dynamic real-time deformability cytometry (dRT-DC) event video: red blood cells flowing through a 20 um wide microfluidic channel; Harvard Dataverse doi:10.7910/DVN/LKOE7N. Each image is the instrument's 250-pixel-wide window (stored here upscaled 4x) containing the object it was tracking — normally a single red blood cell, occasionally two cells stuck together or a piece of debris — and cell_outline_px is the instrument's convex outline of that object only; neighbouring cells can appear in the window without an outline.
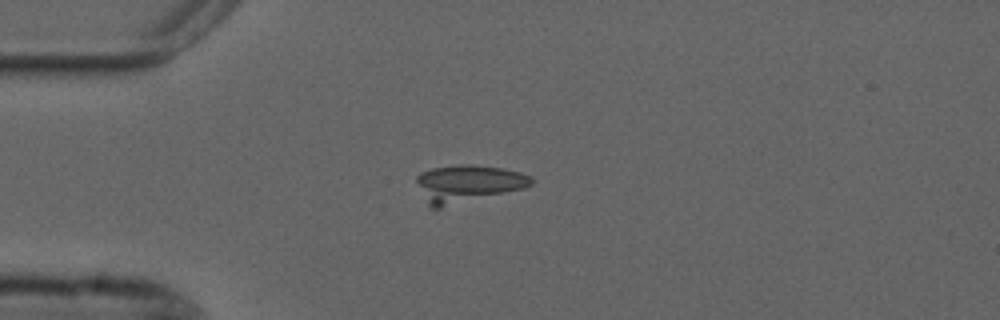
{"species": "common noctule bat (a hibernating species)", "species_latin": "Nyctalus noctula", "temperature_condition": "cold", "stored_images_in_passage": 43, "camera_frame_rate_fps": 3000, "um_per_image_px": 0.085, "animal": {"sex": "male", "forearm_length_mm": 52.5}, "frame": {"image": 1, "passage_image": 1, "time_ms": 0.0, "image_size_px": [1000, 320], "cell_outline_px": [[536, 180], [532, 184], [524, 188], [440, 208], [432, 208], [428, 204], [416, 180], [416, 176], [420, 172], [432, 168], [460, 164], [468, 164], [500, 168], [520, 172], [532, 176]], "centroid_in_image_um": [39.78, 15.6], "position_along_channel_um": 45.2, "area_um2": 24.8}}
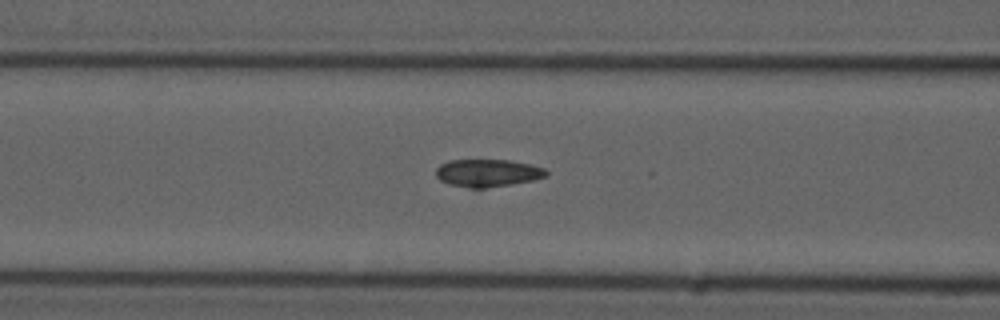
{"frame": {"image": 2, "passage_image": 9, "time_ms": 2.667, "image_size_px": [1000, 320], "cell_outline_px": [[548, 176], [532, 180], [512, 184], [484, 188], [468, 188], [452, 184], [440, 180], [436, 176], [436, 168], [440, 164], [448, 160], [508, 160], [528, 164], [544, 168], [548, 172]], "centroid_in_image_um": [41.44, 14.7], "position_along_channel_um": 125.2, "area_um2": 17.63}}
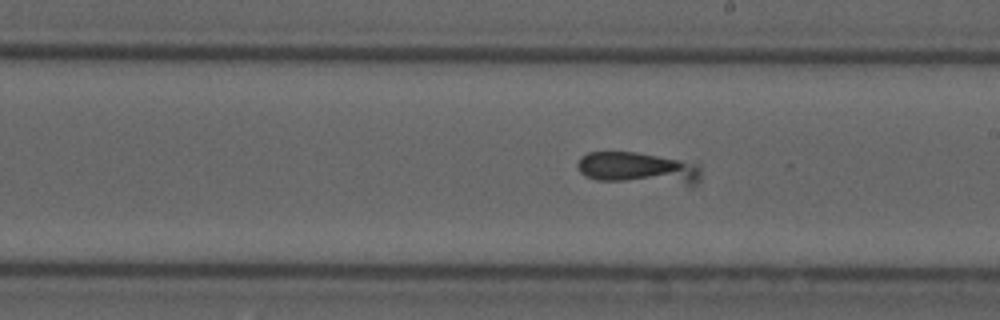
{"frame": {"image": 3, "passage_image": 18, "time_ms": 5.667, "image_size_px": [1000, 320], "cell_outline_px": [[700, 180], [696, 184], [688, 184], [596, 180], [584, 176], [576, 168], [576, 164], [580, 156], [588, 152], [636, 152], [696, 164], [700, 168]], "centroid_in_image_um": [54.13, 14.3], "position_along_channel_um": 234.9, "area_um2": 22.72}}